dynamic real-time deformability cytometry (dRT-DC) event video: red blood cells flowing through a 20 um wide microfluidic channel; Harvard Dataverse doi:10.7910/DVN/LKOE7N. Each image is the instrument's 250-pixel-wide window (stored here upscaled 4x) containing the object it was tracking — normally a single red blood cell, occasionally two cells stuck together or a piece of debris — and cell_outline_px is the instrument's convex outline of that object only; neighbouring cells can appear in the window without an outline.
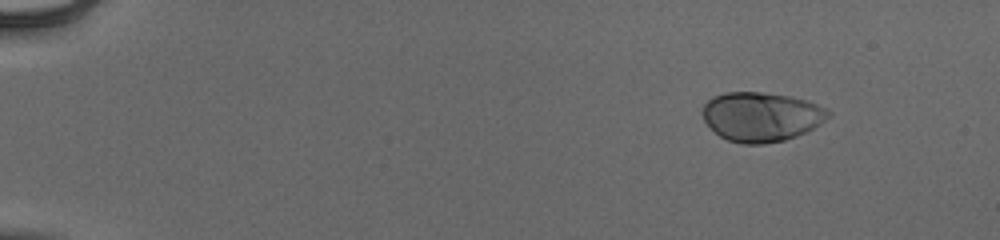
{"species": "human", "species_latin": "Homo sapiens", "temperature_condition": "cold", "stored_images_in_passage": 48, "camera_frame_rate_fps": 3000, "um_per_image_px": 0.085, "donor": {"sex": "male"}, "frame": {"image": 1, "passage_image": 1, "time_ms": 0.0, "image_size_px": [1000, 240], "cell_outline_px": [[832, 116], [820, 124], [796, 136], [784, 140], [764, 144], [740, 144], [728, 140], [720, 136], [704, 120], [704, 104], [712, 96], [724, 92], [760, 92], [788, 96], [804, 100], [828, 108], [832, 112]], "centroid_in_image_um": [64.73, 9.92], "position_along_channel_um": 20.3, "area_um2": 36.07}}
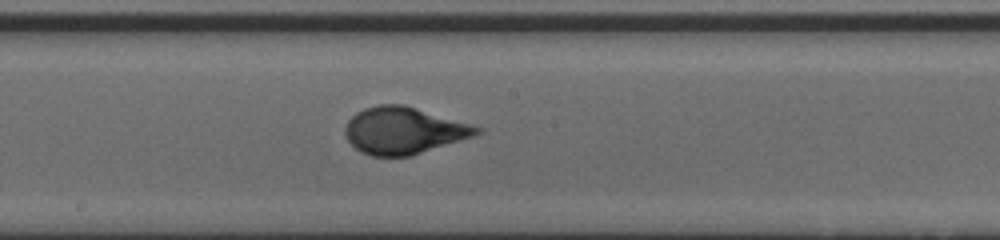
{"frame": {"image": 2, "passage_image": 26, "time_ms": 8.333, "image_size_px": [1000, 240], "cell_outline_px": [[484, 128], [480, 132], [472, 136], [460, 140], [408, 156], [372, 156], [360, 152], [344, 136], [344, 128], [348, 120], [356, 112], [364, 108], [380, 104], [404, 104]], "centroid_in_image_um": [34.26, 11.08], "position_along_channel_um": 213.9, "area_um2": 35.66}}
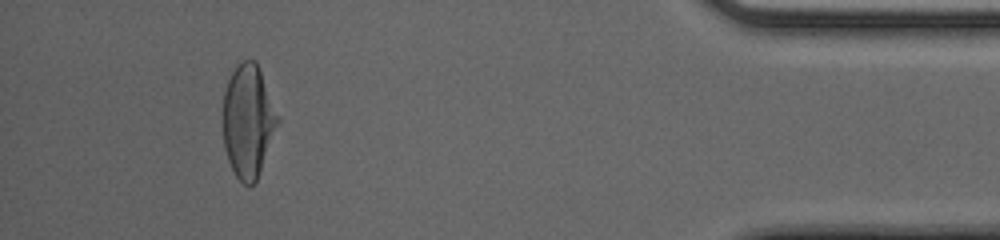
{"frame": {"image": 3, "passage_image": 45, "time_ms": 14.667, "image_size_px": [1000, 240], "cell_outline_px": [[280, 120], [256, 180], [252, 184], [244, 184], [236, 176], [228, 160], [224, 148], [224, 92], [228, 80], [236, 64], [244, 60], [256, 60], [280, 116]], "centroid_in_image_um": [21.11, 10.24], "position_along_channel_um": 414.1, "area_um2": 35.78}, "authors_computed_cell_mechanics": {"area_um2": 35.5181, "velocity_mm_per_s": 3.947, "shape_relaxation_time_tau1_ms": 6.1141, "shape_relaxation_time_tau2_ms": null, "deformation_change_tau1": 0.2384, "deformation_change_tau2": null}}